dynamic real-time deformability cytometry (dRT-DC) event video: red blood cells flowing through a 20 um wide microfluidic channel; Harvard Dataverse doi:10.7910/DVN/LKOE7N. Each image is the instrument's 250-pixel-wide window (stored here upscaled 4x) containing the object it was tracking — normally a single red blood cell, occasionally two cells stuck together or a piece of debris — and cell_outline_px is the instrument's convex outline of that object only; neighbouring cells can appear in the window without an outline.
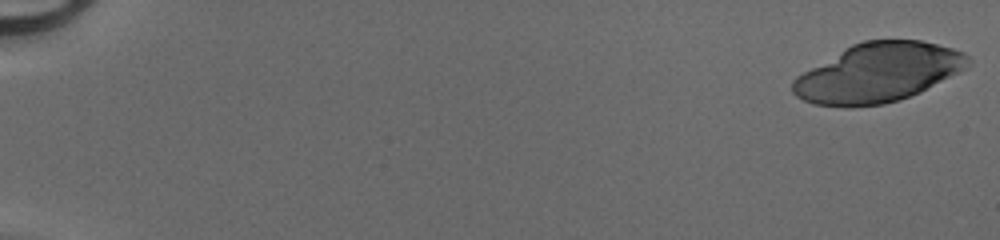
{"species": "human", "species_latin": "Homo sapiens", "temperature_condition": "cold", "stored_images_in_passage": 29, "camera_frame_rate_fps": 3000, "um_per_image_px": 0.085, "donor": {"sex": "male"}, "frame": {"image": 1, "passage_image": 1, "time_ms": 0.0, "image_size_px": [1000, 240], "cell_outline_px": [[972, 64], [968, 68], [920, 92], [900, 100], [884, 104], [852, 108], [844, 108], [812, 104], [796, 96], [792, 92], [792, 80], [796, 76], [852, 44], [864, 40], [920, 40], [952, 48], [964, 52], [972, 60]], "centroid_in_image_um": [74.65, 6.2], "position_along_channel_um": 10.4, "area_um2": 60.75}}